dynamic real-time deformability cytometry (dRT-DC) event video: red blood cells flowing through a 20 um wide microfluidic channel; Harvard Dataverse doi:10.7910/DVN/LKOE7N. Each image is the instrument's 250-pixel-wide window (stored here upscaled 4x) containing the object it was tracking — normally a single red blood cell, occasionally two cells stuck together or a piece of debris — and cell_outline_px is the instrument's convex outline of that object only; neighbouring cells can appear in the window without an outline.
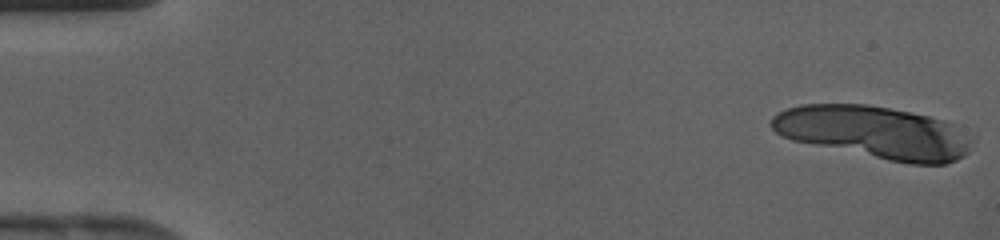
{"species": "human", "species_latin": "Homo sapiens", "temperature_condition": "cold", "stored_images_in_passage": 13, "camera_frame_rate_fps": 3000, "um_per_image_px": 0.085, "donor": {"sex": "female"}, "frame": {"image": 1, "passage_image": 1, "time_ms": 0.0, "image_size_px": [1000, 240], "cell_outline_px": [[976, 140], [968, 152], [964, 156], [956, 160], [944, 164], [908, 164], [888, 160], [792, 140], [780, 136], [768, 124], [772, 116], [776, 112], [800, 104], [864, 104], [888, 108], [928, 116], [944, 120], [956, 124], [976, 136]], "centroid_in_image_um": [74.37, 11.25], "position_along_channel_um": 10.6, "area_um2": 62.08}}